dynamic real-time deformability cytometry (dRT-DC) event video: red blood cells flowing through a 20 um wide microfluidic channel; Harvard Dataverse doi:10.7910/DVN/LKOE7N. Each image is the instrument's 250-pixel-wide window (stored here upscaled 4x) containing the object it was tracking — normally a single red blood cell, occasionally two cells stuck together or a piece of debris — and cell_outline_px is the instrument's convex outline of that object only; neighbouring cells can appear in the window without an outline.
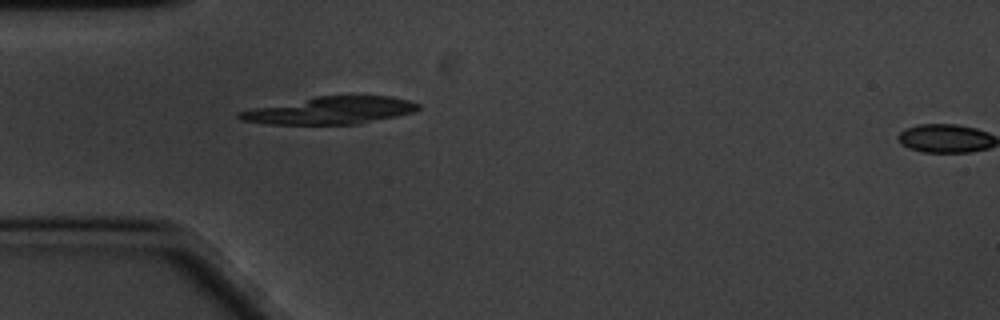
{"species": "common noctule bat (a hibernating species)", "species_latin": "Nyctalus noctula", "temperature_condition": "cold", "stored_images_in_passage": 4, "camera_frame_rate_fps": 3000, "um_per_image_px": 0.085, "animal": {"sex": "male", "body_mass_g": 20.1, "forearm_length_mm": 53.5}, "frame": {"image": 1, "passage_image": 3, "time_ms": 0.667, "image_size_px": [1000, 320], "cell_outline_px": [[420, 108], [412, 112], [396, 116], [356, 124], [264, 124], [240, 120], [236, 116], [236, 112], [316, 96], [392, 96], [408, 100], [420, 104]], "centroid_in_image_um": [28.06, 9.39], "position_along_channel_um": 56.9, "area_um2": 28.21}}